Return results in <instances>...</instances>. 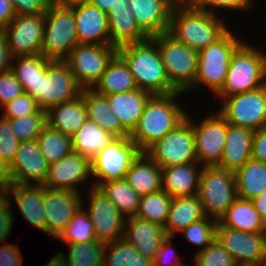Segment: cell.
I'll use <instances>...</instances> for the list:
<instances>
[{"mask_svg": "<svg viewBox=\"0 0 266 266\" xmlns=\"http://www.w3.org/2000/svg\"><path fill=\"white\" fill-rule=\"evenodd\" d=\"M118 55L127 64L137 88L152 95L179 92L169 81L156 41H144L118 47Z\"/></svg>", "mask_w": 266, "mask_h": 266, "instance_id": "cell-1", "label": "cell"}, {"mask_svg": "<svg viewBox=\"0 0 266 266\" xmlns=\"http://www.w3.org/2000/svg\"><path fill=\"white\" fill-rule=\"evenodd\" d=\"M225 19L192 5L173 7L168 33L194 51H201L217 42L228 31Z\"/></svg>", "mask_w": 266, "mask_h": 266, "instance_id": "cell-2", "label": "cell"}, {"mask_svg": "<svg viewBox=\"0 0 266 266\" xmlns=\"http://www.w3.org/2000/svg\"><path fill=\"white\" fill-rule=\"evenodd\" d=\"M181 94L153 95L149 99L129 136L142 152L186 120L188 113L176 101Z\"/></svg>", "mask_w": 266, "mask_h": 266, "instance_id": "cell-3", "label": "cell"}, {"mask_svg": "<svg viewBox=\"0 0 266 266\" xmlns=\"http://www.w3.org/2000/svg\"><path fill=\"white\" fill-rule=\"evenodd\" d=\"M266 84V52L243 42L233 53L225 83L216 94L225 98L255 90Z\"/></svg>", "mask_w": 266, "mask_h": 266, "instance_id": "cell-4", "label": "cell"}, {"mask_svg": "<svg viewBox=\"0 0 266 266\" xmlns=\"http://www.w3.org/2000/svg\"><path fill=\"white\" fill-rule=\"evenodd\" d=\"M243 42L229 30L217 42L199 51L196 78L191 90L206 86L216 95L225 83L233 53Z\"/></svg>", "mask_w": 266, "mask_h": 266, "instance_id": "cell-5", "label": "cell"}, {"mask_svg": "<svg viewBox=\"0 0 266 266\" xmlns=\"http://www.w3.org/2000/svg\"><path fill=\"white\" fill-rule=\"evenodd\" d=\"M41 54L50 60L64 61L79 44L76 36L74 8L51 2L44 13Z\"/></svg>", "mask_w": 266, "mask_h": 266, "instance_id": "cell-6", "label": "cell"}, {"mask_svg": "<svg viewBox=\"0 0 266 266\" xmlns=\"http://www.w3.org/2000/svg\"><path fill=\"white\" fill-rule=\"evenodd\" d=\"M197 195L205 216L219 222L238 198L234 172L218 166H203Z\"/></svg>", "mask_w": 266, "mask_h": 266, "instance_id": "cell-7", "label": "cell"}, {"mask_svg": "<svg viewBox=\"0 0 266 266\" xmlns=\"http://www.w3.org/2000/svg\"><path fill=\"white\" fill-rule=\"evenodd\" d=\"M158 45L170 83L182 93L190 92L197 73L198 52L168 32L152 36Z\"/></svg>", "mask_w": 266, "mask_h": 266, "instance_id": "cell-8", "label": "cell"}, {"mask_svg": "<svg viewBox=\"0 0 266 266\" xmlns=\"http://www.w3.org/2000/svg\"><path fill=\"white\" fill-rule=\"evenodd\" d=\"M142 151L127 137H116L91 160V176L95 182L90 187L126 177L133 161ZM96 177V179H95Z\"/></svg>", "mask_w": 266, "mask_h": 266, "instance_id": "cell-9", "label": "cell"}, {"mask_svg": "<svg viewBox=\"0 0 266 266\" xmlns=\"http://www.w3.org/2000/svg\"><path fill=\"white\" fill-rule=\"evenodd\" d=\"M118 54L114 45L78 44L64 60L82 89H92Z\"/></svg>", "mask_w": 266, "mask_h": 266, "instance_id": "cell-10", "label": "cell"}, {"mask_svg": "<svg viewBox=\"0 0 266 266\" xmlns=\"http://www.w3.org/2000/svg\"><path fill=\"white\" fill-rule=\"evenodd\" d=\"M220 100L224 104L217 112L229 125L252 131L266 128V84Z\"/></svg>", "mask_w": 266, "mask_h": 266, "instance_id": "cell-11", "label": "cell"}, {"mask_svg": "<svg viewBox=\"0 0 266 266\" xmlns=\"http://www.w3.org/2000/svg\"><path fill=\"white\" fill-rule=\"evenodd\" d=\"M145 153L161 168L172 165L198 162L192 120H186L176 129L165 134L150 146Z\"/></svg>", "mask_w": 266, "mask_h": 266, "instance_id": "cell-12", "label": "cell"}, {"mask_svg": "<svg viewBox=\"0 0 266 266\" xmlns=\"http://www.w3.org/2000/svg\"><path fill=\"white\" fill-rule=\"evenodd\" d=\"M216 240L230 253L238 266L266 264V232H244L216 225Z\"/></svg>", "mask_w": 266, "mask_h": 266, "instance_id": "cell-13", "label": "cell"}, {"mask_svg": "<svg viewBox=\"0 0 266 266\" xmlns=\"http://www.w3.org/2000/svg\"><path fill=\"white\" fill-rule=\"evenodd\" d=\"M88 213L92 221L95 240L108 244L123 239L126 218L116 206L96 187L89 188Z\"/></svg>", "mask_w": 266, "mask_h": 266, "instance_id": "cell-14", "label": "cell"}, {"mask_svg": "<svg viewBox=\"0 0 266 266\" xmlns=\"http://www.w3.org/2000/svg\"><path fill=\"white\" fill-rule=\"evenodd\" d=\"M189 120H192L198 163L202 166H216L223 155L228 123L217 110L201 122H194L190 115Z\"/></svg>", "mask_w": 266, "mask_h": 266, "instance_id": "cell-15", "label": "cell"}, {"mask_svg": "<svg viewBox=\"0 0 266 266\" xmlns=\"http://www.w3.org/2000/svg\"><path fill=\"white\" fill-rule=\"evenodd\" d=\"M44 25V13L16 15L4 27V39L12 57L41 54Z\"/></svg>", "mask_w": 266, "mask_h": 266, "instance_id": "cell-16", "label": "cell"}, {"mask_svg": "<svg viewBox=\"0 0 266 266\" xmlns=\"http://www.w3.org/2000/svg\"><path fill=\"white\" fill-rule=\"evenodd\" d=\"M82 88L76 82L65 61L51 60L42 73L40 109L50 108L75 99Z\"/></svg>", "mask_w": 266, "mask_h": 266, "instance_id": "cell-17", "label": "cell"}, {"mask_svg": "<svg viewBox=\"0 0 266 266\" xmlns=\"http://www.w3.org/2000/svg\"><path fill=\"white\" fill-rule=\"evenodd\" d=\"M82 198L80 193L44 187L46 233L57 239L82 206Z\"/></svg>", "mask_w": 266, "mask_h": 266, "instance_id": "cell-18", "label": "cell"}, {"mask_svg": "<svg viewBox=\"0 0 266 266\" xmlns=\"http://www.w3.org/2000/svg\"><path fill=\"white\" fill-rule=\"evenodd\" d=\"M90 177V159L72 151L58 162L49 164L47 179L43 186L80 193L79 184L87 182Z\"/></svg>", "mask_w": 266, "mask_h": 266, "instance_id": "cell-19", "label": "cell"}, {"mask_svg": "<svg viewBox=\"0 0 266 266\" xmlns=\"http://www.w3.org/2000/svg\"><path fill=\"white\" fill-rule=\"evenodd\" d=\"M9 168L14 184L44 185L49 164L42 156L37 140H32L20 142Z\"/></svg>", "mask_w": 266, "mask_h": 266, "instance_id": "cell-20", "label": "cell"}, {"mask_svg": "<svg viewBox=\"0 0 266 266\" xmlns=\"http://www.w3.org/2000/svg\"><path fill=\"white\" fill-rule=\"evenodd\" d=\"M73 8L79 44L111 45L106 13L90 3Z\"/></svg>", "mask_w": 266, "mask_h": 266, "instance_id": "cell-21", "label": "cell"}, {"mask_svg": "<svg viewBox=\"0 0 266 266\" xmlns=\"http://www.w3.org/2000/svg\"><path fill=\"white\" fill-rule=\"evenodd\" d=\"M129 3V0H116L107 13L111 45L116 47L150 38L137 23Z\"/></svg>", "mask_w": 266, "mask_h": 266, "instance_id": "cell-22", "label": "cell"}, {"mask_svg": "<svg viewBox=\"0 0 266 266\" xmlns=\"http://www.w3.org/2000/svg\"><path fill=\"white\" fill-rule=\"evenodd\" d=\"M139 26L150 36L168 31L173 7L171 0H129Z\"/></svg>", "mask_w": 266, "mask_h": 266, "instance_id": "cell-23", "label": "cell"}, {"mask_svg": "<svg viewBox=\"0 0 266 266\" xmlns=\"http://www.w3.org/2000/svg\"><path fill=\"white\" fill-rule=\"evenodd\" d=\"M123 238L142 256L152 260L167 235L163 226L134 216L126 218Z\"/></svg>", "mask_w": 266, "mask_h": 266, "instance_id": "cell-24", "label": "cell"}, {"mask_svg": "<svg viewBox=\"0 0 266 266\" xmlns=\"http://www.w3.org/2000/svg\"><path fill=\"white\" fill-rule=\"evenodd\" d=\"M198 164L191 162L161 168L162 189L172 198L196 195L203 167Z\"/></svg>", "mask_w": 266, "mask_h": 266, "instance_id": "cell-25", "label": "cell"}, {"mask_svg": "<svg viewBox=\"0 0 266 266\" xmlns=\"http://www.w3.org/2000/svg\"><path fill=\"white\" fill-rule=\"evenodd\" d=\"M14 197L15 204L31 226L46 232V215L44 213V186L34 184H14L7 192V198Z\"/></svg>", "mask_w": 266, "mask_h": 266, "instance_id": "cell-26", "label": "cell"}, {"mask_svg": "<svg viewBox=\"0 0 266 266\" xmlns=\"http://www.w3.org/2000/svg\"><path fill=\"white\" fill-rule=\"evenodd\" d=\"M253 134L250 129L228 124L223 155L216 166L232 172L240 169L251 159Z\"/></svg>", "mask_w": 266, "mask_h": 266, "instance_id": "cell-27", "label": "cell"}, {"mask_svg": "<svg viewBox=\"0 0 266 266\" xmlns=\"http://www.w3.org/2000/svg\"><path fill=\"white\" fill-rule=\"evenodd\" d=\"M153 95L146 91L135 89L127 93L106 95L112 112L119 118L122 126L131 133L137 126L144 108Z\"/></svg>", "mask_w": 266, "mask_h": 266, "instance_id": "cell-28", "label": "cell"}, {"mask_svg": "<svg viewBox=\"0 0 266 266\" xmlns=\"http://www.w3.org/2000/svg\"><path fill=\"white\" fill-rule=\"evenodd\" d=\"M87 120L83 89L75 99L54 106L46 111L47 124L63 134L73 135Z\"/></svg>", "mask_w": 266, "mask_h": 266, "instance_id": "cell-29", "label": "cell"}, {"mask_svg": "<svg viewBox=\"0 0 266 266\" xmlns=\"http://www.w3.org/2000/svg\"><path fill=\"white\" fill-rule=\"evenodd\" d=\"M50 61V59L45 58L42 54L17 56L12 59L11 70L22 85L23 91L36 99L39 108L42 73L47 69Z\"/></svg>", "mask_w": 266, "mask_h": 266, "instance_id": "cell-30", "label": "cell"}, {"mask_svg": "<svg viewBox=\"0 0 266 266\" xmlns=\"http://www.w3.org/2000/svg\"><path fill=\"white\" fill-rule=\"evenodd\" d=\"M206 217L198 195L175 197L169 208L168 217L164 225L167 236L174 237L191 223Z\"/></svg>", "mask_w": 266, "mask_h": 266, "instance_id": "cell-31", "label": "cell"}, {"mask_svg": "<svg viewBox=\"0 0 266 266\" xmlns=\"http://www.w3.org/2000/svg\"><path fill=\"white\" fill-rule=\"evenodd\" d=\"M125 179L140 196L162 189L161 167L145 152L133 161Z\"/></svg>", "mask_w": 266, "mask_h": 266, "instance_id": "cell-32", "label": "cell"}, {"mask_svg": "<svg viewBox=\"0 0 266 266\" xmlns=\"http://www.w3.org/2000/svg\"><path fill=\"white\" fill-rule=\"evenodd\" d=\"M87 119L97 123L103 130L115 137H127L130 133L122 126L119 118L112 112L109 102L104 95L92 89H83Z\"/></svg>", "mask_w": 266, "mask_h": 266, "instance_id": "cell-33", "label": "cell"}, {"mask_svg": "<svg viewBox=\"0 0 266 266\" xmlns=\"http://www.w3.org/2000/svg\"><path fill=\"white\" fill-rule=\"evenodd\" d=\"M135 89L138 88L134 77L127 64L118 54L112 59L107 70L92 88L96 93L104 96L127 93Z\"/></svg>", "mask_w": 266, "mask_h": 266, "instance_id": "cell-34", "label": "cell"}, {"mask_svg": "<svg viewBox=\"0 0 266 266\" xmlns=\"http://www.w3.org/2000/svg\"><path fill=\"white\" fill-rule=\"evenodd\" d=\"M222 226L244 232H266V223L251 200L237 198L219 220Z\"/></svg>", "mask_w": 266, "mask_h": 266, "instance_id": "cell-35", "label": "cell"}, {"mask_svg": "<svg viewBox=\"0 0 266 266\" xmlns=\"http://www.w3.org/2000/svg\"><path fill=\"white\" fill-rule=\"evenodd\" d=\"M115 138L97 123L87 119L80 129L71 135L72 149L91 160Z\"/></svg>", "mask_w": 266, "mask_h": 266, "instance_id": "cell-36", "label": "cell"}, {"mask_svg": "<svg viewBox=\"0 0 266 266\" xmlns=\"http://www.w3.org/2000/svg\"><path fill=\"white\" fill-rule=\"evenodd\" d=\"M238 198L252 200L266 189V164L248 160L234 172Z\"/></svg>", "mask_w": 266, "mask_h": 266, "instance_id": "cell-37", "label": "cell"}, {"mask_svg": "<svg viewBox=\"0 0 266 266\" xmlns=\"http://www.w3.org/2000/svg\"><path fill=\"white\" fill-rule=\"evenodd\" d=\"M125 217H134L138 211L140 195L125 178L103 183L99 188Z\"/></svg>", "mask_w": 266, "mask_h": 266, "instance_id": "cell-38", "label": "cell"}, {"mask_svg": "<svg viewBox=\"0 0 266 266\" xmlns=\"http://www.w3.org/2000/svg\"><path fill=\"white\" fill-rule=\"evenodd\" d=\"M40 152L48 164L58 162L73 151L71 136L46 124L37 137Z\"/></svg>", "mask_w": 266, "mask_h": 266, "instance_id": "cell-39", "label": "cell"}, {"mask_svg": "<svg viewBox=\"0 0 266 266\" xmlns=\"http://www.w3.org/2000/svg\"><path fill=\"white\" fill-rule=\"evenodd\" d=\"M103 266H153L152 260L142 256L124 238L105 244Z\"/></svg>", "mask_w": 266, "mask_h": 266, "instance_id": "cell-40", "label": "cell"}, {"mask_svg": "<svg viewBox=\"0 0 266 266\" xmlns=\"http://www.w3.org/2000/svg\"><path fill=\"white\" fill-rule=\"evenodd\" d=\"M171 202L172 197L163 189L141 196L135 216L164 227Z\"/></svg>", "mask_w": 266, "mask_h": 266, "instance_id": "cell-41", "label": "cell"}, {"mask_svg": "<svg viewBox=\"0 0 266 266\" xmlns=\"http://www.w3.org/2000/svg\"><path fill=\"white\" fill-rule=\"evenodd\" d=\"M69 246L63 254L68 266H103L105 244L94 240L87 243H64Z\"/></svg>", "mask_w": 266, "mask_h": 266, "instance_id": "cell-42", "label": "cell"}, {"mask_svg": "<svg viewBox=\"0 0 266 266\" xmlns=\"http://www.w3.org/2000/svg\"><path fill=\"white\" fill-rule=\"evenodd\" d=\"M83 201L82 206L72 217L70 224L57 238L62 243H87L95 240L93 224L88 213L84 210Z\"/></svg>", "mask_w": 266, "mask_h": 266, "instance_id": "cell-43", "label": "cell"}, {"mask_svg": "<svg viewBox=\"0 0 266 266\" xmlns=\"http://www.w3.org/2000/svg\"><path fill=\"white\" fill-rule=\"evenodd\" d=\"M10 128L20 142L36 140L47 124L46 111L39 109L34 114H27L15 119H7Z\"/></svg>", "mask_w": 266, "mask_h": 266, "instance_id": "cell-44", "label": "cell"}, {"mask_svg": "<svg viewBox=\"0 0 266 266\" xmlns=\"http://www.w3.org/2000/svg\"><path fill=\"white\" fill-rule=\"evenodd\" d=\"M217 221L204 217L199 221L191 223L182 232L187 241L199 246L198 251L206 249L216 238Z\"/></svg>", "mask_w": 266, "mask_h": 266, "instance_id": "cell-45", "label": "cell"}, {"mask_svg": "<svg viewBox=\"0 0 266 266\" xmlns=\"http://www.w3.org/2000/svg\"><path fill=\"white\" fill-rule=\"evenodd\" d=\"M194 266H238L230 253L215 240L194 255Z\"/></svg>", "mask_w": 266, "mask_h": 266, "instance_id": "cell-46", "label": "cell"}, {"mask_svg": "<svg viewBox=\"0 0 266 266\" xmlns=\"http://www.w3.org/2000/svg\"><path fill=\"white\" fill-rule=\"evenodd\" d=\"M0 109L2 110V115L0 117H3L4 119H15L27 114H34L40 108L36 99L26 92H23L10 102H7Z\"/></svg>", "mask_w": 266, "mask_h": 266, "instance_id": "cell-47", "label": "cell"}, {"mask_svg": "<svg viewBox=\"0 0 266 266\" xmlns=\"http://www.w3.org/2000/svg\"><path fill=\"white\" fill-rule=\"evenodd\" d=\"M20 141L10 128V123L3 117L0 118V158L8 165L14 160Z\"/></svg>", "mask_w": 266, "mask_h": 266, "instance_id": "cell-48", "label": "cell"}, {"mask_svg": "<svg viewBox=\"0 0 266 266\" xmlns=\"http://www.w3.org/2000/svg\"><path fill=\"white\" fill-rule=\"evenodd\" d=\"M254 0H196L192 6L199 10H203L209 13L216 14V9H225L226 10H241L247 11L250 8L254 7ZM212 8V9H211Z\"/></svg>", "mask_w": 266, "mask_h": 266, "instance_id": "cell-49", "label": "cell"}, {"mask_svg": "<svg viewBox=\"0 0 266 266\" xmlns=\"http://www.w3.org/2000/svg\"><path fill=\"white\" fill-rule=\"evenodd\" d=\"M23 92L22 85L11 69L0 73V108Z\"/></svg>", "mask_w": 266, "mask_h": 266, "instance_id": "cell-50", "label": "cell"}, {"mask_svg": "<svg viewBox=\"0 0 266 266\" xmlns=\"http://www.w3.org/2000/svg\"><path fill=\"white\" fill-rule=\"evenodd\" d=\"M172 239L173 237L167 236V238L160 245L159 249L154 253V256L152 258L153 266H186L185 263H183L179 258L176 257V250H174L171 245ZM172 254H174V258H172Z\"/></svg>", "mask_w": 266, "mask_h": 266, "instance_id": "cell-51", "label": "cell"}, {"mask_svg": "<svg viewBox=\"0 0 266 266\" xmlns=\"http://www.w3.org/2000/svg\"><path fill=\"white\" fill-rule=\"evenodd\" d=\"M16 15H36L47 11L52 0H11Z\"/></svg>", "mask_w": 266, "mask_h": 266, "instance_id": "cell-52", "label": "cell"}, {"mask_svg": "<svg viewBox=\"0 0 266 266\" xmlns=\"http://www.w3.org/2000/svg\"><path fill=\"white\" fill-rule=\"evenodd\" d=\"M11 201L6 198L0 204V244L4 243L9 237L14 225L13 210L11 209ZM12 211V212H11Z\"/></svg>", "mask_w": 266, "mask_h": 266, "instance_id": "cell-53", "label": "cell"}, {"mask_svg": "<svg viewBox=\"0 0 266 266\" xmlns=\"http://www.w3.org/2000/svg\"><path fill=\"white\" fill-rule=\"evenodd\" d=\"M17 245L0 246V266H22L23 258Z\"/></svg>", "mask_w": 266, "mask_h": 266, "instance_id": "cell-54", "label": "cell"}, {"mask_svg": "<svg viewBox=\"0 0 266 266\" xmlns=\"http://www.w3.org/2000/svg\"><path fill=\"white\" fill-rule=\"evenodd\" d=\"M251 159L266 164V128L254 131Z\"/></svg>", "mask_w": 266, "mask_h": 266, "instance_id": "cell-55", "label": "cell"}, {"mask_svg": "<svg viewBox=\"0 0 266 266\" xmlns=\"http://www.w3.org/2000/svg\"><path fill=\"white\" fill-rule=\"evenodd\" d=\"M15 16L11 0H0V26L6 27Z\"/></svg>", "mask_w": 266, "mask_h": 266, "instance_id": "cell-56", "label": "cell"}, {"mask_svg": "<svg viewBox=\"0 0 266 266\" xmlns=\"http://www.w3.org/2000/svg\"><path fill=\"white\" fill-rule=\"evenodd\" d=\"M12 185L9 165L0 158V189L7 194Z\"/></svg>", "mask_w": 266, "mask_h": 266, "instance_id": "cell-57", "label": "cell"}, {"mask_svg": "<svg viewBox=\"0 0 266 266\" xmlns=\"http://www.w3.org/2000/svg\"><path fill=\"white\" fill-rule=\"evenodd\" d=\"M12 55L5 39L0 43V73L11 69Z\"/></svg>", "mask_w": 266, "mask_h": 266, "instance_id": "cell-58", "label": "cell"}, {"mask_svg": "<svg viewBox=\"0 0 266 266\" xmlns=\"http://www.w3.org/2000/svg\"><path fill=\"white\" fill-rule=\"evenodd\" d=\"M251 201L259 216L266 223V189L259 196L253 198Z\"/></svg>", "mask_w": 266, "mask_h": 266, "instance_id": "cell-59", "label": "cell"}, {"mask_svg": "<svg viewBox=\"0 0 266 266\" xmlns=\"http://www.w3.org/2000/svg\"><path fill=\"white\" fill-rule=\"evenodd\" d=\"M116 0H90L89 3L98 7L102 12L108 13Z\"/></svg>", "mask_w": 266, "mask_h": 266, "instance_id": "cell-60", "label": "cell"}, {"mask_svg": "<svg viewBox=\"0 0 266 266\" xmlns=\"http://www.w3.org/2000/svg\"><path fill=\"white\" fill-rule=\"evenodd\" d=\"M44 266H68L62 252H57Z\"/></svg>", "mask_w": 266, "mask_h": 266, "instance_id": "cell-61", "label": "cell"}, {"mask_svg": "<svg viewBox=\"0 0 266 266\" xmlns=\"http://www.w3.org/2000/svg\"><path fill=\"white\" fill-rule=\"evenodd\" d=\"M90 0H52V2L65 7H74L89 3Z\"/></svg>", "mask_w": 266, "mask_h": 266, "instance_id": "cell-62", "label": "cell"}, {"mask_svg": "<svg viewBox=\"0 0 266 266\" xmlns=\"http://www.w3.org/2000/svg\"><path fill=\"white\" fill-rule=\"evenodd\" d=\"M196 0H171L176 5H192Z\"/></svg>", "mask_w": 266, "mask_h": 266, "instance_id": "cell-63", "label": "cell"}, {"mask_svg": "<svg viewBox=\"0 0 266 266\" xmlns=\"http://www.w3.org/2000/svg\"><path fill=\"white\" fill-rule=\"evenodd\" d=\"M7 198V194H5L1 189H0V204Z\"/></svg>", "mask_w": 266, "mask_h": 266, "instance_id": "cell-64", "label": "cell"}, {"mask_svg": "<svg viewBox=\"0 0 266 266\" xmlns=\"http://www.w3.org/2000/svg\"><path fill=\"white\" fill-rule=\"evenodd\" d=\"M4 40V27L0 26V43Z\"/></svg>", "mask_w": 266, "mask_h": 266, "instance_id": "cell-65", "label": "cell"}]
</instances>
